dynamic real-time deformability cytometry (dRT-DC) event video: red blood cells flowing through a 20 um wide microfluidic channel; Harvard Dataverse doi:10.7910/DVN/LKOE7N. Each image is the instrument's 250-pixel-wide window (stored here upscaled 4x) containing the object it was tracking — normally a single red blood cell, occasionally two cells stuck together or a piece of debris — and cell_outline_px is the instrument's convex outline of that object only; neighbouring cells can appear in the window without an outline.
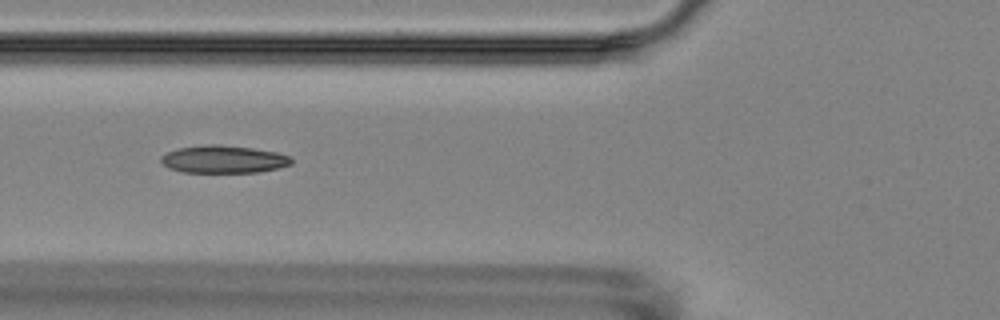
{"species": "Egyptian fruit bat (a non-hibernating species)", "species_latin": "Rousettus aegyptiacus", "temperature_condition": "room temperature", "stored_images_in_passage": 3, "camera_frame_rate_fps": 3000, "um_per_image_px": 0.085, "animal": {"sex": "female"}, "frame": {"image": 1, "passage_image": 3, "time_ms": 3.0, "image_size_px": [1000, 320], "cell_outline_px": [[292, 164], [260, 172], [184, 172], [168, 168], [160, 160], [160, 156], [168, 152], [180, 148], [212, 144], [220, 144], [252, 148], [276, 152], [288, 156], [292, 160]], "centroid_in_image_um": [18.99, 13.54], "position_along_channel_um": 106.8, "area_um2": 20.75}}